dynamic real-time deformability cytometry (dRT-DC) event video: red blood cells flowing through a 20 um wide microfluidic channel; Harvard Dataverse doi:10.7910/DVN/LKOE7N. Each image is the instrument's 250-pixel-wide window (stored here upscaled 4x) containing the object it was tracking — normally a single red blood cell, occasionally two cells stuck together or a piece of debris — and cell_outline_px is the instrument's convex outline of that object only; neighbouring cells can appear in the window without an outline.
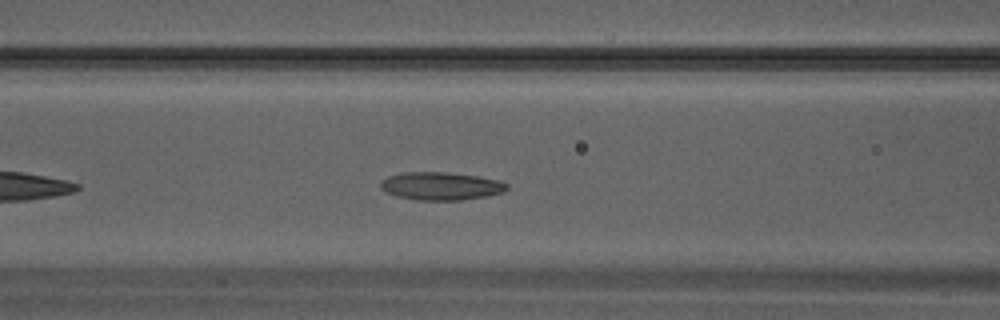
{"species": "Egyptian fruit bat (a non-hibernating species)", "species_latin": "Rousettus aegyptiacus", "temperature_condition": "warm", "stored_images_in_passage": 26, "camera_frame_rate_fps": 3000, "um_per_image_px": 0.085, "animal": {"sex": "male"}, "frame": {"image": 1, "passage_image": 10, "time_ms": 3.0, "image_size_px": [1000, 320], "cell_outline_px": [[508, 188], [504, 192], [488, 196], [464, 200], [416, 200], [396, 196], [384, 192], [380, 188], [380, 184], [388, 176], [404, 172], [444, 172], [476, 176], [500, 180], [508, 184]], "centroid_in_image_um": [37.49, 15.82], "position_along_channel_um": 129.1, "area_um2": 20.69}}
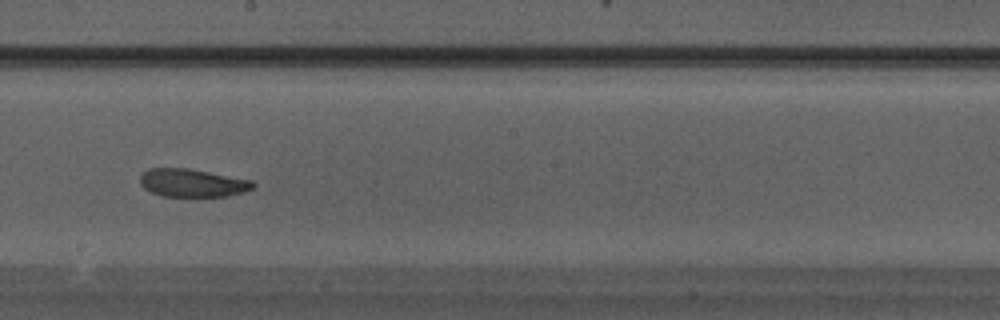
{"frame": {"image": 2, "passage_image": 15, "time_ms": 4.667, "image_size_px": [1000, 320], "cell_outline_px": [[256, 184], [252, 188], [244, 192], [228, 196], [164, 196], [152, 192], [144, 188], [140, 184], [140, 172], [148, 168], [188, 168], [252, 180]], "centroid_in_image_um": [16.33, 15.54], "position_along_channel_um": 231.9, "area_um2": 18.5}}
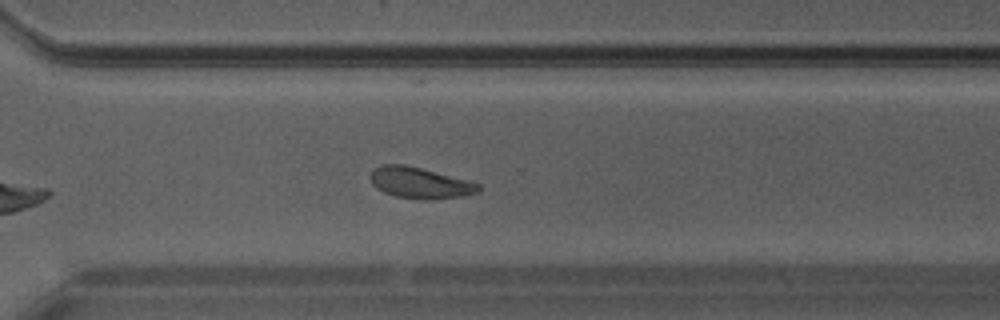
{"frame": {"image": 3, "passage_image": 20, "time_ms": 6.333, "image_size_px": [1000, 320], "cell_outline_px": [[480, 192], [464, 196], [428, 200], [396, 196], [384, 192], [376, 188], [372, 184], [368, 176], [372, 168], [380, 164], [404, 164], [468, 180], [480, 184]], "centroid_in_image_um": [35.66, 15.53], "position_along_channel_um": 334.9, "area_um2": 19.77}}